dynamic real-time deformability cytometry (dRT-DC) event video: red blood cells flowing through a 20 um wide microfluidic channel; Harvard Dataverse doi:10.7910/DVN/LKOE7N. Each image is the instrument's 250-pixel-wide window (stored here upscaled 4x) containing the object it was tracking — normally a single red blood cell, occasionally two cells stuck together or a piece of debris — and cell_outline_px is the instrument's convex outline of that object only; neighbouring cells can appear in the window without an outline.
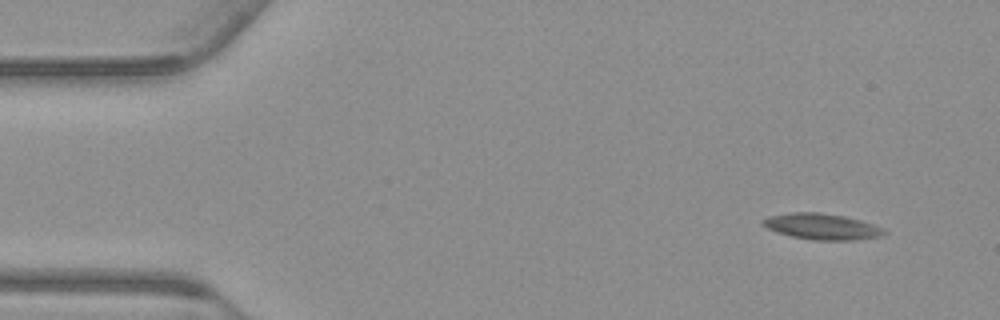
{"species": "common noctule bat (a hibernating species)", "species_latin": "Nyctalus noctula", "temperature_condition": "warm", "stored_images_in_passage": 52, "camera_frame_rate_fps": 3000, "um_per_image_px": 0.085, "animal": {"sex": "male", "body_mass_g": 23.1, "forearm_length_mm": 52.7}, "frame": {"image": 1, "passage_image": 1, "time_ms": 0.0, "image_size_px": [1000, 320], "cell_outline_px": [[888, 232], [880, 236], [856, 240], [812, 240], [792, 236], [776, 232], [760, 224], [760, 220], [768, 216], [792, 212], [820, 212], [844, 216], [860, 220], [884, 228]], "centroid_in_image_um": [69.84, 19.25], "position_along_channel_um": 15.2, "area_um2": 18.5}}
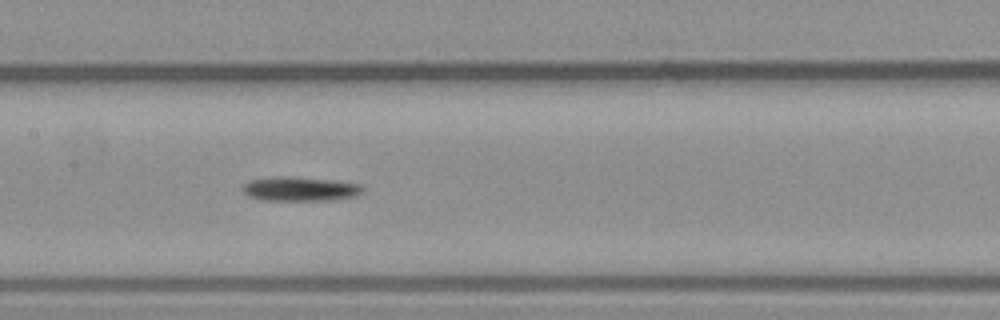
{"frame": {"image": 2, "passage_image": 23, "time_ms": 7.333, "image_size_px": [1000, 320], "cell_outline_px": [[364, 192], [356, 196], [332, 200], [264, 200], [248, 196], [240, 188], [248, 180], [272, 176], [292, 176], [340, 180], [364, 184]], "centroid_in_image_um": [25.56, 16.03], "position_along_channel_um": 181.8, "area_um2": 17.57}}
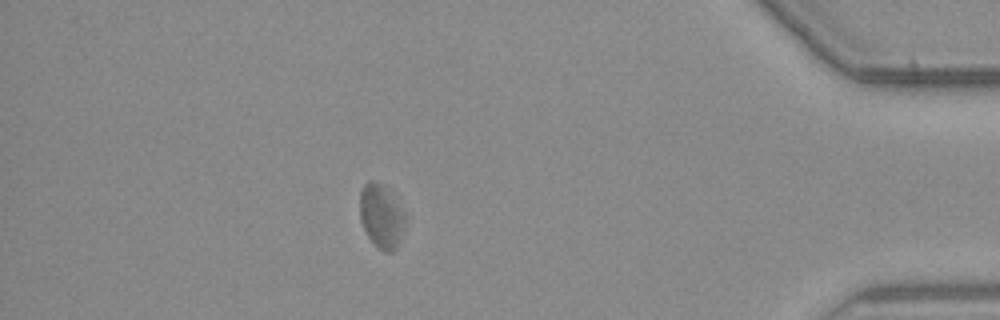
{"frame": {"image": 3, "passage_image": 45, "time_ms": 14.667, "image_size_px": [1000, 320], "cell_outline_px": [[404, 224], [400, 240], [396, 248], [392, 252], [384, 252], [368, 236], [360, 220], [360, 192], [364, 184], [368, 180], [372, 180], [380, 184], [404, 212]], "centroid_in_image_um": [32.38, 18.4], "position_along_channel_um": 402.8, "area_um2": 16.18}, "authors_computed_cell_mechanics": {"area_um2": 17.34, "velocity_mm_per_s": 3.6929, "shape_relaxation_time_tau1_ms": 5.1325, "shape_relaxation_time_tau2_ms": null, "deformation_change_tau1": 0.1207, "deformation_change_tau2": null}}